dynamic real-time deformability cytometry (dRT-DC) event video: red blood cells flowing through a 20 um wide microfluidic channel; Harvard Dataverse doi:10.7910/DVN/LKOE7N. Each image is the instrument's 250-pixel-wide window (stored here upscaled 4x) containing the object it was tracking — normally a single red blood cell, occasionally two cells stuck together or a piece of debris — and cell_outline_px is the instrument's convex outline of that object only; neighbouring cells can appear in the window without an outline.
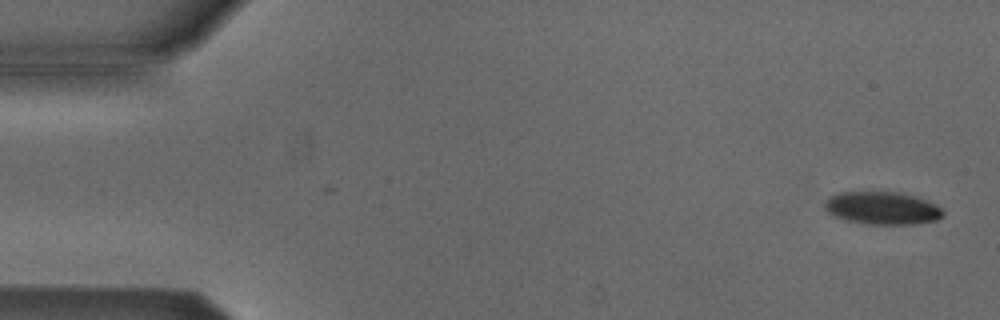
{"species": "Egyptian fruit bat (a non-hibernating species)", "species_latin": "Rousettus aegyptiacus", "temperature_condition": "cold", "stored_images_in_passage": 10, "camera_frame_rate_fps": 3000, "um_per_image_px": 0.085, "animal": {"sex": "male"}, "frame": {"image": 1, "passage_image": 2, "time_ms": 0.333, "image_size_px": [1000, 320], "cell_outline_px": [[944, 216], [936, 220], [912, 224], [868, 224], [848, 220], [836, 216], [828, 212], [824, 208], [824, 204], [828, 196], [840, 192], [900, 192], [916, 196], [936, 204], [944, 212]], "centroid_in_image_um": [75.0, 17.68], "position_along_channel_um": 10.0, "area_um2": 22.54}}